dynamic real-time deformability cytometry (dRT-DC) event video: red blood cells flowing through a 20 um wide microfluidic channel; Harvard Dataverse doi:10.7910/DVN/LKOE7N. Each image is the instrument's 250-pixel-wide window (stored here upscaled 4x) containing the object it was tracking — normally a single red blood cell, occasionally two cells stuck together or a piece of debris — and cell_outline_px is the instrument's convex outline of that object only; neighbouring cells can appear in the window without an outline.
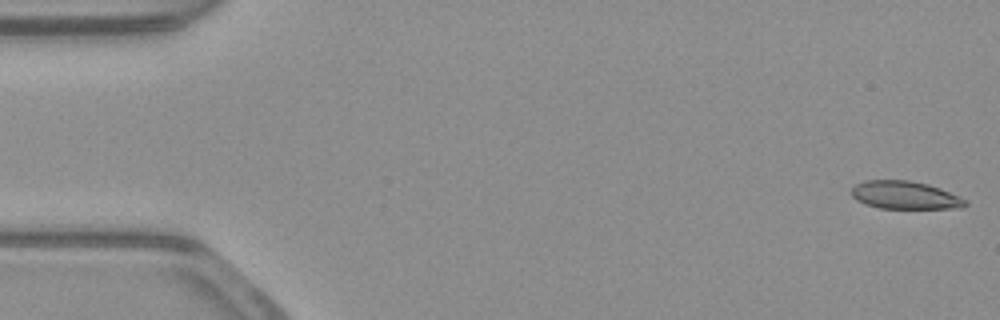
{"species": "common noctule bat (a hibernating species)", "species_latin": "Nyctalus noctula", "temperature_condition": "warm", "stored_images_in_passage": 53, "camera_frame_rate_fps": 3000, "um_per_image_px": 0.085, "animal": {"sex": "male", "body_mass_g": 23.1, "forearm_length_mm": 52.7}, "frame": {"image": 1, "passage_image": 1, "time_ms": 0.0, "image_size_px": [1000, 320], "cell_outline_px": [[968, 204], [964, 208], [880, 208], [864, 204], [856, 200], [852, 196], [852, 188], [856, 184], [868, 180], [908, 180], [928, 184], [940, 188], [968, 200]], "centroid_in_image_um": [76.95, 16.59], "position_along_channel_um": 8.1, "area_um2": 18.55}}
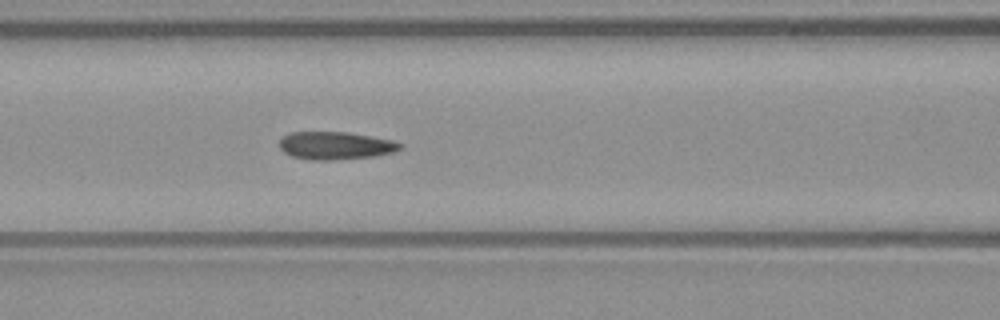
{"frame": {"image": 2, "passage_image": 22, "time_ms": 7.0, "image_size_px": [1000, 320], "cell_outline_px": [[404, 144], [396, 152], [376, 156], [332, 160], [312, 160], [292, 156], [284, 152], [280, 148], [280, 140], [284, 136], [292, 132], [348, 132], [392, 140]], "centroid_in_image_um": [28.55, 12.38], "position_along_channel_um": 138.1, "area_um2": 19.54}}
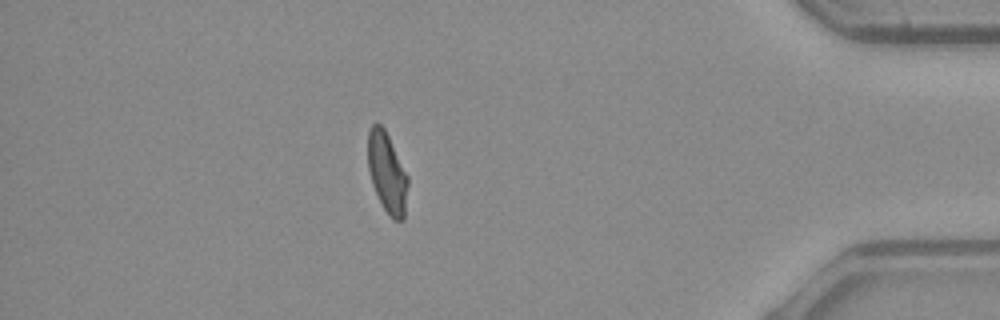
{"frame": {"image": 3, "passage_image": 46, "time_ms": 15.0, "image_size_px": [1000, 320], "cell_outline_px": [[408, 184], [404, 220], [392, 220], [384, 208], [372, 184], [368, 168], [368, 132], [372, 124], [376, 120], [384, 128], [408, 176]], "centroid_in_image_um": [32.9, 14.67], "position_along_channel_um": 402.3, "area_um2": 18.61}, "authors_computed_cell_mechanics": {"area_um2": 19.5364, "velocity_mm_per_s": 3.8987, "shape_relaxation_time_tau1_ms": 9.0679, "shape_relaxation_time_tau2_ms": 1.6698, "deformation_change_tau1": 0.2438, "deformation_change_tau2": 0.0921}}